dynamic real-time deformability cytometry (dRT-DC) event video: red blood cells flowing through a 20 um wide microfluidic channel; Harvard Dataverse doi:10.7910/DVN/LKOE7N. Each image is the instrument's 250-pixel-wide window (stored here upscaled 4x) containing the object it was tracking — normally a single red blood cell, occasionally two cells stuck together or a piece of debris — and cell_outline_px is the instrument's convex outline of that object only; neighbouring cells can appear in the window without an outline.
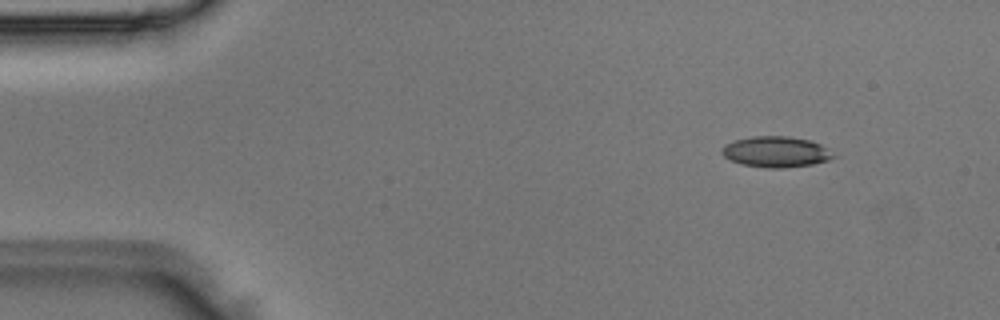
{"species": "Egyptian fruit bat (a non-hibernating species)", "species_latin": "Rousettus aegyptiacus", "temperature_condition": "room temperature", "stored_images_in_passage": 4, "camera_frame_rate_fps": 3000, "um_per_image_px": 0.085, "animal": {"sex": "male"}, "frame": {"image": 1, "passage_image": 2, "time_ms": 0.333, "image_size_px": [1000, 320], "cell_outline_px": [[836, 156], [828, 160], [812, 164], [780, 168], [768, 168], [740, 164], [724, 156], [720, 152], [720, 148], [724, 144], [736, 140], [752, 136], [788, 136], [808, 140], [820, 144]], "centroid_in_image_um": [65.91, 12.9], "position_along_channel_um": 19.1, "area_um2": 19.88}}
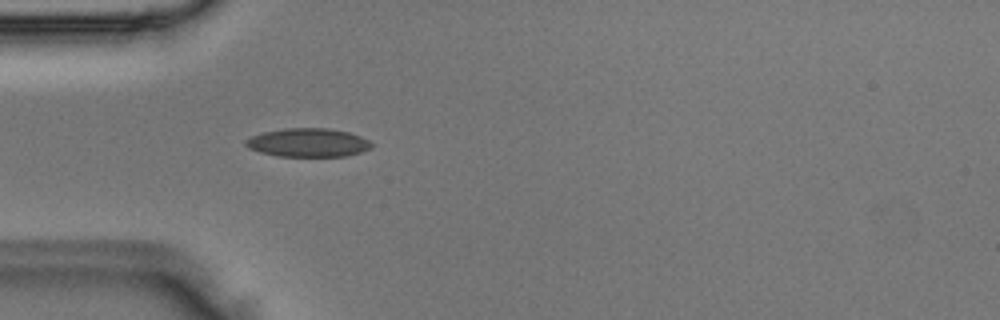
{"frame": {"image": 2, "passage_image": 4, "time_ms": 1.0, "image_size_px": [1000, 320], "cell_outline_px": [[372, 148], [360, 152], [344, 156], [280, 156], [260, 152], [248, 148], [244, 144], [244, 140], [252, 136], [264, 132], [284, 128], [328, 128], [348, 132], [360, 136], [368, 140], [372, 144]], "centroid_in_image_um": [26.17, 12.12], "position_along_channel_um": 58.8, "area_um2": 20.87}}